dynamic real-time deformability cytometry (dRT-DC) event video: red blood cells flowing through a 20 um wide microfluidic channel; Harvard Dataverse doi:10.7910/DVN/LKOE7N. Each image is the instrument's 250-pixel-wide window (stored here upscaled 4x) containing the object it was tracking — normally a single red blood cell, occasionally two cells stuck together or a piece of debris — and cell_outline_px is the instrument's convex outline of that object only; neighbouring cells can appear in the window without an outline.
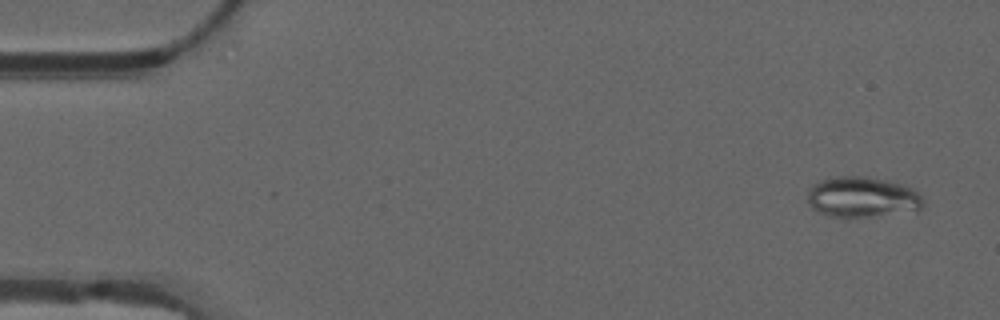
{"species": "common noctule bat (a hibernating species)", "species_latin": "Nyctalus noctula", "temperature_condition": "warm", "stored_images_in_passage": 54, "camera_frame_rate_fps": 3000, "um_per_image_px": 0.085, "animal": {"sex": "male", "forearm_length_mm": 52.5}, "frame": {"image": 1, "passage_image": 3, "time_ms": 0.667, "image_size_px": [1000, 320], "cell_outline_px": [[924, 204], [916, 212], [872, 216], [832, 216], [820, 212], [812, 208], [808, 200], [808, 188], [812, 184], [820, 180], [836, 176], [868, 176], [888, 180], [904, 184], [912, 188], [924, 200]], "centroid_in_image_um": [73.32, 16.73], "position_along_channel_um": 11.7, "area_um2": 27.57}}
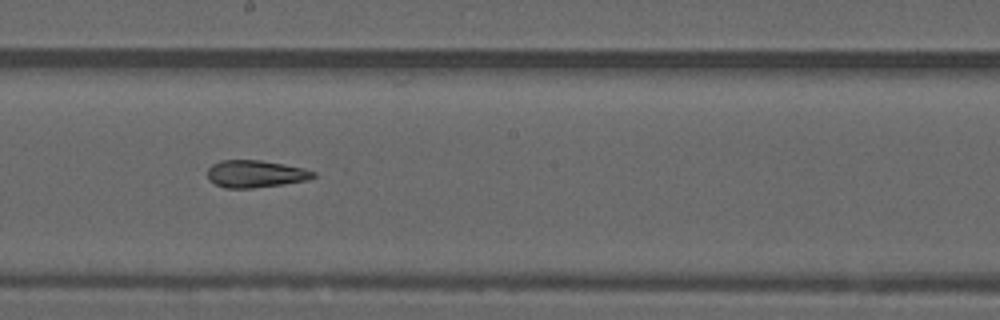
{"frame": {"image": 2, "passage_image": 30, "time_ms": 9.667, "image_size_px": [1000, 320], "cell_outline_px": [[316, 176], [308, 180], [284, 184], [252, 188], [224, 188], [208, 180], [208, 168], [212, 164], [220, 160], [260, 160], [284, 164], [304, 168], [316, 172]], "centroid_in_image_um": [21.72, 14.78], "position_along_channel_um": 226.5, "area_um2": 16.94}}
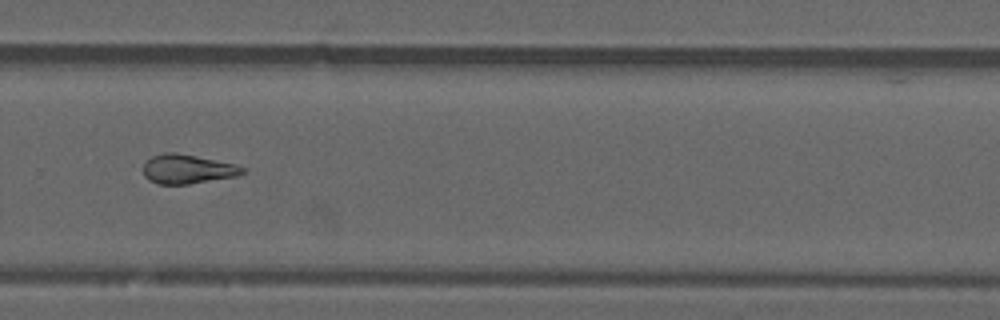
{"frame": {"image": 3, "passage_image": 37, "time_ms": 12.0, "image_size_px": [1000, 320], "cell_outline_px": [[244, 172], [236, 176], [188, 184], [156, 184], [148, 180], [144, 176], [144, 160], [152, 156], [164, 152], [176, 152], [236, 164], [244, 168]], "centroid_in_image_um": [15.88, 14.36], "position_along_channel_um": 313.9, "area_um2": 16.94}, "authors_computed_cell_mechanics": {"area_um2": 18.3515, "velocity_mm_per_s": 3.7586, "shape_relaxation_time_tau1_ms": null, "shape_relaxation_time_tau2_ms": 4.3066, "deformation_change_tau1": null, "deformation_change_tau2": 0.1355}}